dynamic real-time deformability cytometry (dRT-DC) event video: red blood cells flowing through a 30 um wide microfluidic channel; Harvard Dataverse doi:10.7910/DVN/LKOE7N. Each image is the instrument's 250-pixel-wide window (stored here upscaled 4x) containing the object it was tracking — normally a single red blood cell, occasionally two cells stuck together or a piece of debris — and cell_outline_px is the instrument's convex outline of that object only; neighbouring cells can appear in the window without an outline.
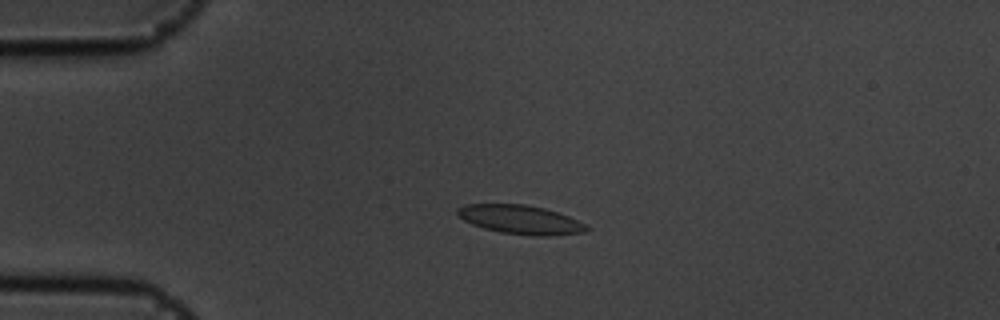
{"species": "common noctule bat (a hibernating species)", "species_latin": "Nyctalus noctula", "temperature_condition": "cold", "stored_images_in_passage": 46, "camera_frame_rate_fps": 3000, "um_per_image_px": 0.085, "animal": {"sex": "male", "body_mass_g": 19.5, "forearm_length_mm": 54.6}, "frame": {"image": 1, "passage_image": 3, "time_ms": 0.667, "image_size_px": [1000, 320], "cell_outline_px": [[588, 228], [584, 232], [548, 236], [532, 236], [500, 232], [484, 228], [472, 224], [464, 220], [456, 212], [456, 208], [464, 204], [524, 204], [544, 208], [568, 216], [584, 224]], "centroid_in_image_um": [44.19, 18.66], "position_along_channel_um": 40.8, "area_um2": 21.56}}
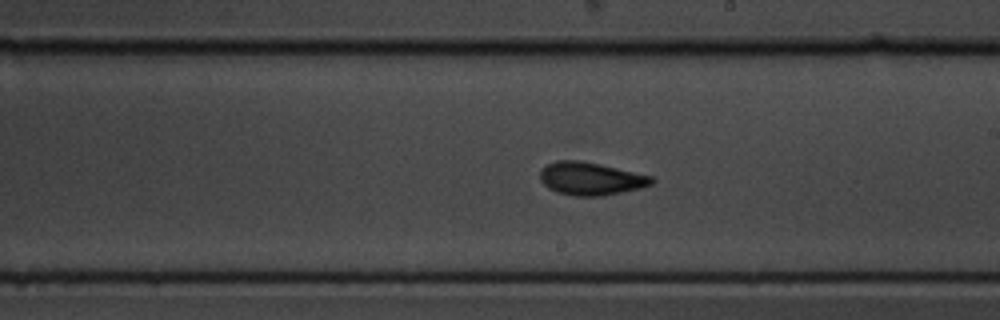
{"frame": {"image": 2, "passage_image": 22, "time_ms": 7.0, "image_size_px": [1000, 320], "cell_outline_px": [[656, 180], [652, 184], [640, 188], [604, 196], [576, 196], [556, 192], [548, 188], [540, 180], [540, 168], [556, 160], [576, 160], [600, 164], [652, 176]], "centroid_in_image_um": [50.2, 15.19], "position_along_channel_um": 238.8, "area_um2": 21.44}}
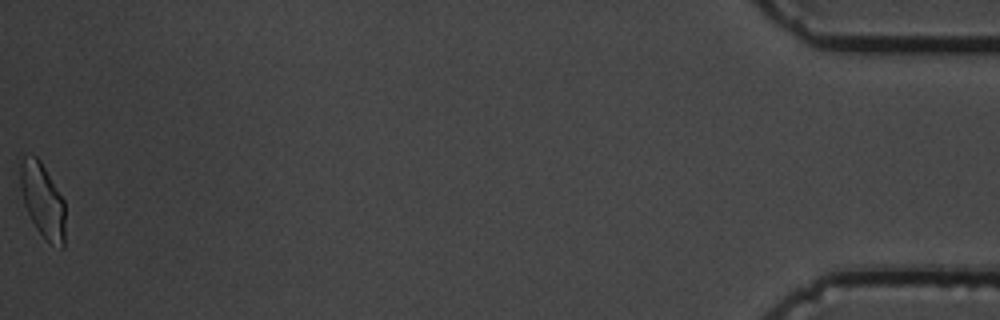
{"frame": {"image": 3, "passage_image": 46, "time_ms": 15.0, "image_size_px": [1000, 320], "cell_outline_px": [[64, 248], [60, 248], [48, 244], [36, 228], [24, 204], [20, 188], [20, 160], [24, 156], [36, 156], [40, 160], [64, 200]], "centroid_in_image_um": [3.62, 17.06], "position_along_channel_um": 431.6, "area_um2": 19.48}, "authors_computed_cell_mechanics": {"area_um2": 20.7213, "velocity_mm_per_s": 3.5832, "shape_relaxation_time_tau1_ms": 2.8173, "shape_relaxation_time_tau2_ms": 1.7362, "deformation_change_tau1": 0.0888, "deformation_change_tau2": 0.052}}